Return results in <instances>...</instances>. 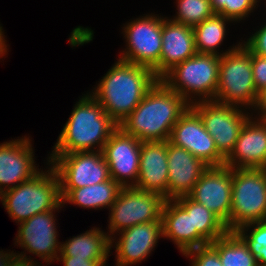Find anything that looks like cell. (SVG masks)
<instances>
[{
    "mask_svg": "<svg viewBox=\"0 0 266 266\" xmlns=\"http://www.w3.org/2000/svg\"><path fill=\"white\" fill-rule=\"evenodd\" d=\"M189 106L182 96L158 80L119 127L142 142L169 141L173 126Z\"/></svg>",
    "mask_w": 266,
    "mask_h": 266,
    "instance_id": "1",
    "label": "cell"
},
{
    "mask_svg": "<svg viewBox=\"0 0 266 266\" xmlns=\"http://www.w3.org/2000/svg\"><path fill=\"white\" fill-rule=\"evenodd\" d=\"M158 80L152 69L118 59L91 95L120 125Z\"/></svg>",
    "mask_w": 266,
    "mask_h": 266,
    "instance_id": "2",
    "label": "cell"
},
{
    "mask_svg": "<svg viewBox=\"0 0 266 266\" xmlns=\"http://www.w3.org/2000/svg\"><path fill=\"white\" fill-rule=\"evenodd\" d=\"M118 127L119 125L89 92L75 104L51 154L102 151Z\"/></svg>",
    "mask_w": 266,
    "mask_h": 266,
    "instance_id": "3",
    "label": "cell"
},
{
    "mask_svg": "<svg viewBox=\"0 0 266 266\" xmlns=\"http://www.w3.org/2000/svg\"><path fill=\"white\" fill-rule=\"evenodd\" d=\"M47 169L2 193L4 208L18 224L36 214L63 207L57 173L52 166Z\"/></svg>",
    "mask_w": 266,
    "mask_h": 266,
    "instance_id": "4",
    "label": "cell"
},
{
    "mask_svg": "<svg viewBox=\"0 0 266 266\" xmlns=\"http://www.w3.org/2000/svg\"><path fill=\"white\" fill-rule=\"evenodd\" d=\"M252 74V53L239 42L237 47L220 56L215 102L222 105L255 108L258 101Z\"/></svg>",
    "mask_w": 266,
    "mask_h": 266,
    "instance_id": "5",
    "label": "cell"
},
{
    "mask_svg": "<svg viewBox=\"0 0 266 266\" xmlns=\"http://www.w3.org/2000/svg\"><path fill=\"white\" fill-rule=\"evenodd\" d=\"M219 69L220 56L196 53L176 65L161 80L190 105L197 102V96L200 102L214 101Z\"/></svg>",
    "mask_w": 266,
    "mask_h": 266,
    "instance_id": "6",
    "label": "cell"
},
{
    "mask_svg": "<svg viewBox=\"0 0 266 266\" xmlns=\"http://www.w3.org/2000/svg\"><path fill=\"white\" fill-rule=\"evenodd\" d=\"M232 204L229 231L266 221V169H232Z\"/></svg>",
    "mask_w": 266,
    "mask_h": 266,
    "instance_id": "7",
    "label": "cell"
},
{
    "mask_svg": "<svg viewBox=\"0 0 266 266\" xmlns=\"http://www.w3.org/2000/svg\"><path fill=\"white\" fill-rule=\"evenodd\" d=\"M49 166L57 173L63 199L72 189L92 186L111 179L102 151L50 154Z\"/></svg>",
    "mask_w": 266,
    "mask_h": 266,
    "instance_id": "8",
    "label": "cell"
},
{
    "mask_svg": "<svg viewBox=\"0 0 266 266\" xmlns=\"http://www.w3.org/2000/svg\"><path fill=\"white\" fill-rule=\"evenodd\" d=\"M165 201L166 198L160 193L122 187L109 208V237L137 224L162 221Z\"/></svg>",
    "mask_w": 266,
    "mask_h": 266,
    "instance_id": "9",
    "label": "cell"
},
{
    "mask_svg": "<svg viewBox=\"0 0 266 266\" xmlns=\"http://www.w3.org/2000/svg\"><path fill=\"white\" fill-rule=\"evenodd\" d=\"M123 30L127 47L119 59L152 69L160 80L162 17L146 14L127 23Z\"/></svg>",
    "mask_w": 266,
    "mask_h": 266,
    "instance_id": "10",
    "label": "cell"
},
{
    "mask_svg": "<svg viewBox=\"0 0 266 266\" xmlns=\"http://www.w3.org/2000/svg\"><path fill=\"white\" fill-rule=\"evenodd\" d=\"M190 106L199 114L206 131L213 137L218 152L226 159L233 151L243 125L250 117L249 112L215 101H197Z\"/></svg>",
    "mask_w": 266,
    "mask_h": 266,
    "instance_id": "11",
    "label": "cell"
},
{
    "mask_svg": "<svg viewBox=\"0 0 266 266\" xmlns=\"http://www.w3.org/2000/svg\"><path fill=\"white\" fill-rule=\"evenodd\" d=\"M169 142L186 149L208 166H222L225 163L213 137L206 131L199 114L191 106L173 126Z\"/></svg>",
    "mask_w": 266,
    "mask_h": 266,
    "instance_id": "12",
    "label": "cell"
},
{
    "mask_svg": "<svg viewBox=\"0 0 266 266\" xmlns=\"http://www.w3.org/2000/svg\"><path fill=\"white\" fill-rule=\"evenodd\" d=\"M141 143L118 127L104 145L102 152L110 176L121 187H134L137 183Z\"/></svg>",
    "mask_w": 266,
    "mask_h": 266,
    "instance_id": "13",
    "label": "cell"
},
{
    "mask_svg": "<svg viewBox=\"0 0 266 266\" xmlns=\"http://www.w3.org/2000/svg\"><path fill=\"white\" fill-rule=\"evenodd\" d=\"M232 168L209 166L200 176L188 196L218 216L229 221L232 204Z\"/></svg>",
    "mask_w": 266,
    "mask_h": 266,
    "instance_id": "14",
    "label": "cell"
},
{
    "mask_svg": "<svg viewBox=\"0 0 266 266\" xmlns=\"http://www.w3.org/2000/svg\"><path fill=\"white\" fill-rule=\"evenodd\" d=\"M162 237L171 239L181 253L208 245L192 222V199L188 195L166 199L162 215Z\"/></svg>",
    "mask_w": 266,
    "mask_h": 266,
    "instance_id": "15",
    "label": "cell"
},
{
    "mask_svg": "<svg viewBox=\"0 0 266 266\" xmlns=\"http://www.w3.org/2000/svg\"><path fill=\"white\" fill-rule=\"evenodd\" d=\"M55 211L39 213L19 223L15 238V244L17 242L19 247L48 262L47 265L54 262V259L57 260L61 249V242L57 240Z\"/></svg>",
    "mask_w": 266,
    "mask_h": 266,
    "instance_id": "16",
    "label": "cell"
},
{
    "mask_svg": "<svg viewBox=\"0 0 266 266\" xmlns=\"http://www.w3.org/2000/svg\"><path fill=\"white\" fill-rule=\"evenodd\" d=\"M29 137L0 144V191L3 193L40 172ZM13 185V186H12Z\"/></svg>",
    "mask_w": 266,
    "mask_h": 266,
    "instance_id": "17",
    "label": "cell"
},
{
    "mask_svg": "<svg viewBox=\"0 0 266 266\" xmlns=\"http://www.w3.org/2000/svg\"><path fill=\"white\" fill-rule=\"evenodd\" d=\"M253 118V119H252ZM257 118V119H256ZM256 119V120H254ZM224 165L232 169L266 168V118L249 117Z\"/></svg>",
    "mask_w": 266,
    "mask_h": 266,
    "instance_id": "18",
    "label": "cell"
},
{
    "mask_svg": "<svg viewBox=\"0 0 266 266\" xmlns=\"http://www.w3.org/2000/svg\"><path fill=\"white\" fill-rule=\"evenodd\" d=\"M117 241L111 238V247L115 243L116 266L134 265L146 259L162 237V221L137 224L119 232ZM115 241V242H114Z\"/></svg>",
    "mask_w": 266,
    "mask_h": 266,
    "instance_id": "19",
    "label": "cell"
},
{
    "mask_svg": "<svg viewBox=\"0 0 266 266\" xmlns=\"http://www.w3.org/2000/svg\"><path fill=\"white\" fill-rule=\"evenodd\" d=\"M168 199L188 195L209 167L186 149L167 141Z\"/></svg>",
    "mask_w": 266,
    "mask_h": 266,
    "instance_id": "20",
    "label": "cell"
},
{
    "mask_svg": "<svg viewBox=\"0 0 266 266\" xmlns=\"http://www.w3.org/2000/svg\"><path fill=\"white\" fill-rule=\"evenodd\" d=\"M167 141L141 143L139 175L134 188L156 192L168 199Z\"/></svg>",
    "mask_w": 266,
    "mask_h": 266,
    "instance_id": "21",
    "label": "cell"
},
{
    "mask_svg": "<svg viewBox=\"0 0 266 266\" xmlns=\"http://www.w3.org/2000/svg\"><path fill=\"white\" fill-rule=\"evenodd\" d=\"M196 53L193 27L163 17L160 80L176 65Z\"/></svg>",
    "mask_w": 266,
    "mask_h": 266,
    "instance_id": "22",
    "label": "cell"
},
{
    "mask_svg": "<svg viewBox=\"0 0 266 266\" xmlns=\"http://www.w3.org/2000/svg\"><path fill=\"white\" fill-rule=\"evenodd\" d=\"M111 238L109 233L99 227L89 229L61 243L60 256L87 258L88 260H107L110 254Z\"/></svg>",
    "mask_w": 266,
    "mask_h": 266,
    "instance_id": "23",
    "label": "cell"
},
{
    "mask_svg": "<svg viewBox=\"0 0 266 266\" xmlns=\"http://www.w3.org/2000/svg\"><path fill=\"white\" fill-rule=\"evenodd\" d=\"M122 187L112 178L92 185L72 189L63 199L62 204L71 203L87 209H102L112 206Z\"/></svg>",
    "mask_w": 266,
    "mask_h": 266,
    "instance_id": "24",
    "label": "cell"
},
{
    "mask_svg": "<svg viewBox=\"0 0 266 266\" xmlns=\"http://www.w3.org/2000/svg\"><path fill=\"white\" fill-rule=\"evenodd\" d=\"M232 22L231 19L214 14L202 23L193 27L195 48L197 53L214 54L217 56L234 50L237 46H233L228 51L219 53L217 48L222 44L226 34V23Z\"/></svg>",
    "mask_w": 266,
    "mask_h": 266,
    "instance_id": "25",
    "label": "cell"
},
{
    "mask_svg": "<svg viewBox=\"0 0 266 266\" xmlns=\"http://www.w3.org/2000/svg\"><path fill=\"white\" fill-rule=\"evenodd\" d=\"M209 244L218 252L223 266H258L247 244L235 231H228Z\"/></svg>",
    "mask_w": 266,
    "mask_h": 266,
    "instance_id": "26",
    "label": "cell"
},
{
    "mask_svg": "<svg viewBox=\"0 0 266 266\" xmlns=\"http://www.w3.org/2000/svg\"><path fill=\"white\" fill-rule=\"evenodd\" d=\"M192 222L193 229H196L209 243L229 231L218 216L194 200H192Z\"/></svg>",
    "mask_w": 266,
    "mask_h": 266,
    "instance_id": "27",
    "label": "cell"
},
{
    "mask_svg": "<svg viewBox=\"0 0 266 266\" xmlns=\"http://www.w3.org/2000/svg\"><path fill=\"white\" fill-rule=\"evenodd\" d=\"M177 4V14L170 20L179 24L194 27L215 14L210 0H177Z\"/></svg>",
    "mask_w": 266,
    "mask_h": 266,
    "instance_id": "28",
    "label": "cell"
},
{
    "mask_svg": "<svg viewBox=\"0 0 266 266\" xmlns=\"http://www.w3.org/2000/svg\"><path fill=\"white\" fill-rule=\"evenodd\" d=\"M235 232L247 244L249 251L256 258L258 266H266V221L243 225Z\"/></svg>",
    "mask_w": 266,
    "mask_h": 266,
    "instance_id": "29",
    "label": "cell"
},
{
    "mask_svg": "<svg viewBox=\"0 0 266 266\" xmlns=\"http://www.w3.org/2000/svg\"><path fill=\"white\" fill-rule=\"evenodd\" d=\"M258 0H210L211 8L215 14L231 19L233 22L241 21L253 12Z\"/></svg>",
    "mask_w": 266,
    "mask_h": 266,
    "instance_id": "30",
    "label": "cell"
},
{
    "mask_svg": "<svg viewBox=\"0 0 266 266\" xmlns=\"http://www.w3.org/2000/svg\"><path fill=\"white\" fill-rule=\"evenodd\" d=\"M183 255L191 258V266H223L218 252L210 244L188 250Z\"/></svg>",
    "mask_w": 266,
    "mask_h": 266,
    "instance_id": "31",
    "label": "cell"
},
{
    "mask_svg": "<svg viewBox=\"0 0 266 266\" xmlns=\"http://www.w3.org/2000/svg\"><path fill=\"white\" fill-rule=\"evenodd\" d=\"M251 53L266 57V23L243 44Z\"/></svg>",
    "mask_w": 266,
    "mask_h": 266,
    "instance_id": "32",
    "label": "cell"
},
{
    "mask_svg": "<svg viewBox=\"0 0 266 266\" xmlns=\"http://www.w3.org/2000/svg\"><path fill=\"white\" fill-rule=\"evenodd\" d=\"M252 74L257 91L266 88V57L252 53Z\"/></svg>",
    "mask_w": 266,
    "mask_h": 266,
    "instance_id": "33",
    "label": "cell"
},
{
    "mask_svg": "<svg viewBox=\"0 0 266 266\" xmlns=\"http://www.w3.org/2000/svg\"><path fill=\"white\" fill-rule=\"evenodd\" d=\"M64 266H106V260H88L87 258H75L72 256H58Z\"/></svg>",
    "mask_w": 266,
    "mask_h": 266,
    "instance_id": "34",
    "label": "cell"
},
{
    "mask_svg": "<svg viewBox=\"0 0 266 266\" xmlns=\"http://www.w3.org/2000/svg\"><path fill=\"white\" fill-rule=\"evenodd\" d=\"M26 254L27 253L22 254V252L19 254L17 253L12 258V260L10 261V264L8 266H40V264L38 265L37 262L35 263L30 258H27L28 256H26Z\"/></svg>",
    "mask_w": 266,
    "mask_h": 266,
    "instance_id": "35",
    "label": "cell"
},
{
    "mask_svg": "<svg viewBox=\"0 0 266 266\" xmlns=\"http://www.w3.org/2000/svg\"><path fill=\"white\" fill-rule=\"evenodd\" d=\"M259 110V111H257ZM255 111H257V116L261 113L259 117H266V88L259 92L258 101L255 106Z\"/></svg>",
    "mask_w": 266,
    "mask_h": 266,
    "instance_id": "36",
    "label": "cell"
},
{
    "mask_svg": "<svg viewBox=\"0 0 266 266\" xmlns=\"http://www.w3.org/2000/svg\"><path fill=\"white\" fill-rule=\"evenodd\" d=\"M15 255L16 253H13L12 251L11 253H6V251L3 252V250L0 251V266H8Z\"/></svg>",
    "mask_w": 266,
    "mask_h": 266,
    "instance_id": "37",
    "label": "cell"
},
{
    "mask_svg": "<svg viewBox=\"0 0 266 266\" xmlns=\"http://www.w3.org/2000/svg\"><path fill=\"white\" fill-rule=\"evenodd\" d=\"M2 26H0V57L1 56H5V54L7 53V47L8 45H6V40L4 37V31L2 30ZM3 31V32H2Z\"/></svg>",
    "mask_w": 266,
    "mask_h": 266,
    "instance_id": "38",
    "label": "cell"
}]
</instances>
